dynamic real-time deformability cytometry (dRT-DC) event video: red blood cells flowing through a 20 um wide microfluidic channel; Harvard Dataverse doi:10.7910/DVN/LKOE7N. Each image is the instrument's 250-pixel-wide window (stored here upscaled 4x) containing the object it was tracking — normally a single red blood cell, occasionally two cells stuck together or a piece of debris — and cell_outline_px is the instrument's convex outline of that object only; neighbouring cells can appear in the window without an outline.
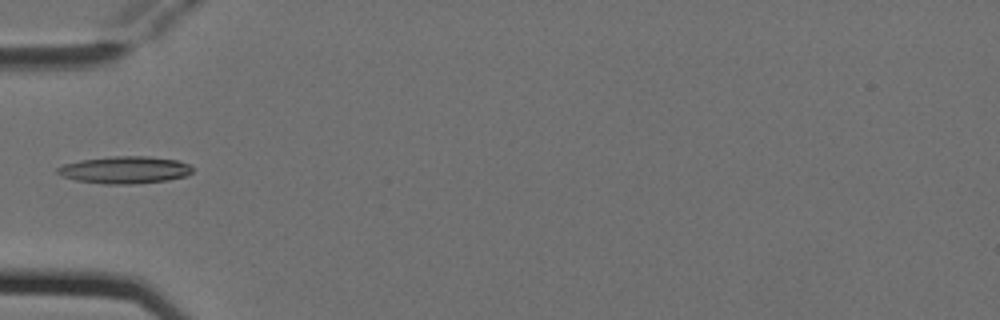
{"species": "Egyptian fruit bat (a non-hibernating species)", "species_latin": "Rousettus aegyptiacus", "temperature_condition": "cold", "stored_images_in_passage": 5, "camera_frame_rate_fps": 3000, "um_per_image_px": 0.085, "animal": {"sex": "female"}, "frame": {"image": 1, "passage_image": 5, "time_ms": 1.333, "image_size_px": [1000, 320], "cell_outline_px": [[192, 172], [188, 176], [168, 180], [136, 184], [104, 184], [76, 180], [64, 176], [56, 172], [56, 168], [64, 164], [80, 160], [112, 156], [148, 156], [176, 160], [188, 164], [192, 168]], "centroid_in_image_um": [10.62, 14.44], "position_along_channel_um": 74.4, "area_um2": 21.44}}